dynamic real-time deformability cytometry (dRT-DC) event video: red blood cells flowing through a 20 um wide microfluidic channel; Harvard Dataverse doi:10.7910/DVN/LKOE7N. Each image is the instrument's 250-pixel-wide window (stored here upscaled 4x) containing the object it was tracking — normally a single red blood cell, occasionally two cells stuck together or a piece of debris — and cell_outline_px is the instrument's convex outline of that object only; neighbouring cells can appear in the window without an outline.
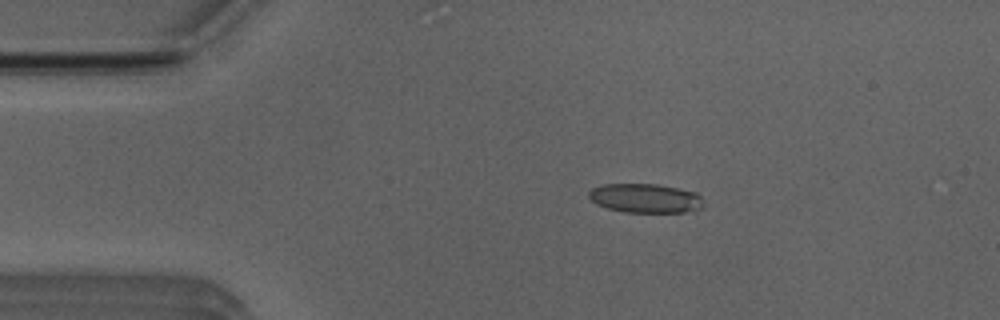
{"species": "Egyptian fruit bat (a non-hibernating species)", "species_latin": "Rousettus aegyptiacus", "temperature_condition": "room temperature", "stored_images_in_passage": 21, "camera_frame_rate_fps": 3000, "um_per_image_px": 0.085, "animal": {"sex": "male"}, "frame": {"image": 1, "passage_image": 2, "time_ms": 0.333, "image_size_px": [1000, 320], "cell_outline_px": [[700, 208], [684, 212], [624, 212], [608, 208], [596, 204], [588, 196], [588, 192], [592, 188], [604, 184], [656, 184], [696, 192], [700, 196]], "centroid_in_image_um": [54.79, 16.84], "position_along_channel_um": 30.2, "area_um2": 19.19}}
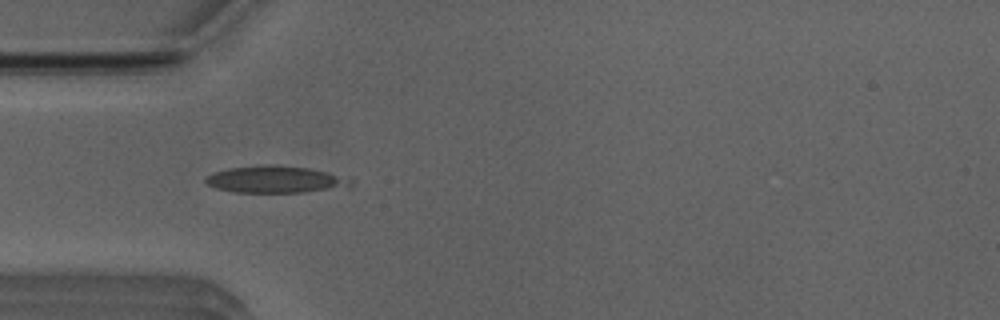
{"frame": {"image": 2, "passage_image": 8, "time_ms": 2.333, "image_size_px": [1000, 320], "cell_outline_px": [[356, 180], [352, 188], [304, 192], [232, 192], [216, 188], [208, 184], [204, 180], [212, 172], [228, 168], [268, 164], [308, 168]], "centroid_in_image_um": [23.47, 15.26], "position_along_channel_um": 61.5, "area_um2": 22.95}}
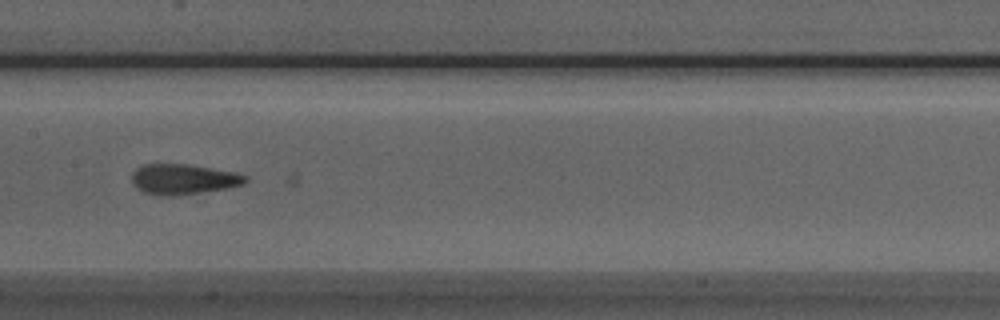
{"frame": {"image": 3, "passage_image": 18, "time_ms": 5.667, "image_size_px": [1000, 320], "cell_outline_px": [[248, 180], [244, 184], [228, 188], [176, 196], [160, 196], [144, 192], [136, 188], [132, 184], [132, 172], [136, 168], [144, 164], [188, 164], [236, 172], [248, 176]], "centroid_in_image_um": [15.58, 15.24], "position_along_channel_um": 191.8, "area_um2": 20.35}}